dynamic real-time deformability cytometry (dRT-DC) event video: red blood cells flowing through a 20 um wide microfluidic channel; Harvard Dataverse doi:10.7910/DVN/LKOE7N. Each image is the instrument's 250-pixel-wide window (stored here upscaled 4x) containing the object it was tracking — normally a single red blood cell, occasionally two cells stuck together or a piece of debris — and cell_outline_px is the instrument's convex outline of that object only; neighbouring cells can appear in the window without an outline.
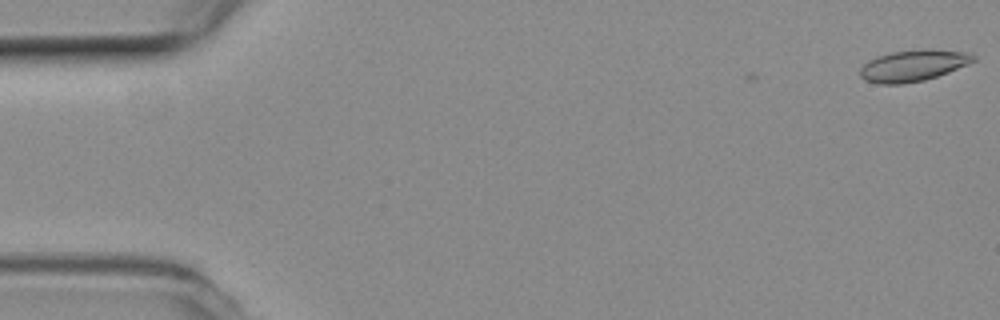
{"species": "common noctule bat (a hibernating species)", "species_latin": "Nyctalus noctula", "temperature_condition": "room temperature", "stored_images_in_passage": 4, "camera_frame_rate_fps": 3000, "um_per_image_px": 0.085, "animal": {"sex": "female", "body_mass_g": 19.3, "forearm_length_mm": 54.1}, "frame": {"image": 1, "passage_image": 4, "time_ms": 1.0, "image_size_px": [1000, 320], "cell_outline_px": [[976, 60], [968, 64], [948, 72], [924, 80], [904, 84], [880, 84], [864, 80], [860, 76], [860, 68], [868, 60], [876, 56], [892, 52], [924, 48], [964, 52], [976, 56]], "centroid_in_image_um": [77.59, 5.57], "position_along_channel_um": 7.4, "area_um2": 20.75}}